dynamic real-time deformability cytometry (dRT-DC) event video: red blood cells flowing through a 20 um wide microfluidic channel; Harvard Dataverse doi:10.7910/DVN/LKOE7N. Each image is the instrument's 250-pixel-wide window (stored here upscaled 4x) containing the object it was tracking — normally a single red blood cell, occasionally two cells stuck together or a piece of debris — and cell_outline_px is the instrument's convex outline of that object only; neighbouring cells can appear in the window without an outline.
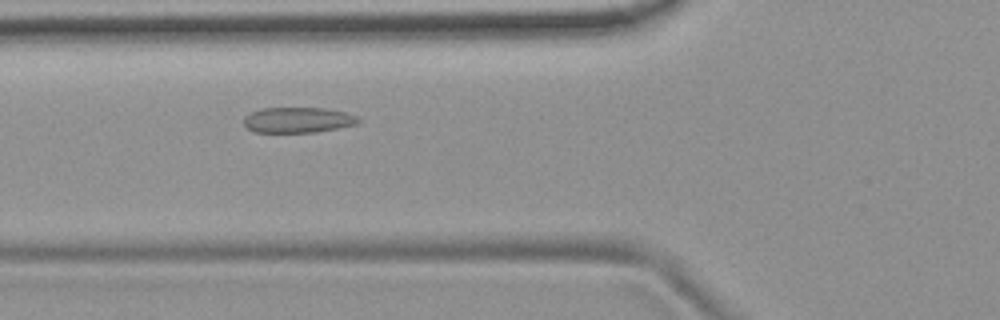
{"species": "common noctule bat (a hibernating species)", "species_latin": "Nyctalus noctula", "temperature_condition": "room temperature", "stored_images_in_passage": 39, "camera_frame_rate_fps": 3000, "um_per_image_px": 0.085, "animal": {"sex": "female", "body_mass_g": 19.9}, "frame": {"image": 1, "passage_image": 5, "time_ms": 1.333, "image_size_px": [1000, 320], "cell_outline_px": [[360, 124], [316, 132], [252, 132], [244, 124], [244, 116], [260, 108], [324, 108], [344, 112], [356, 116], [360, 120]], "centroid_in_image_um": [25.32, 10.2], "position_along_channel_um": 100.5, "area_um2": 17.05}}
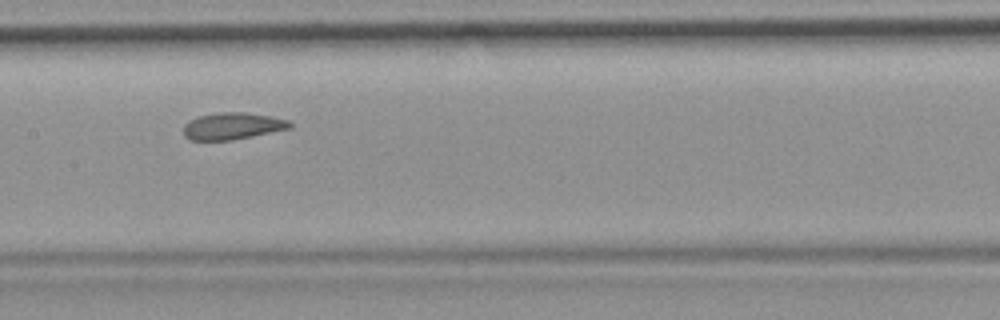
{"frame": {"image": 2, "passage_image": 12, "time_ms": 3.667, "image_size_px": [1000, 320], "cell_outline_px": [[292, 128], [232, 140], [192, 140], [184, 136], [184, 124], [188, 120], [196, 116], [220, 112], [244, 112], [272, 116], [288, 120], [292, 124]], "centroid_in_image_um": [19.75, 10.7], "position_along_channel_um": 187.6, "area_um2": 16.76}}
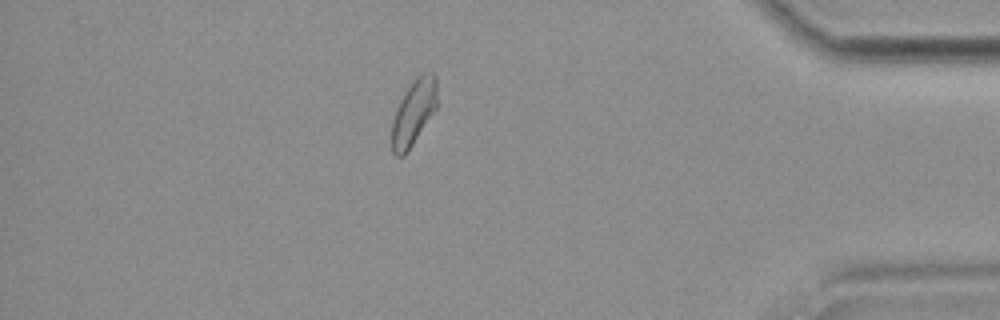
{"frame": {"image": 3, "passage_image": 32, "time_ms": 10.333, "image_size_px": [1000, 320], "cell_outline_px": [[436, 108], [404, 156], [396, 156], [392, 152], [392, 120], [396, 108], [400, 100], [408, 88], [424, 72], [432, 72], [436, 76]], "centroid_in_image_um": [35.14, 9.58], "position_along_channel_um": 400.1, "area_um2": 16.7}, "authors_computed_cell_mechanics": {"area_um2": 17.1088, "velocity_mm_per_s": 3.7274, "shape_relaxation_time_tau1_ms": null, "shape_relaxation_time_tau2_ms": 2.1282, "deformation_change_tau1": null, "deformation_change_tau2": 0.0697}}